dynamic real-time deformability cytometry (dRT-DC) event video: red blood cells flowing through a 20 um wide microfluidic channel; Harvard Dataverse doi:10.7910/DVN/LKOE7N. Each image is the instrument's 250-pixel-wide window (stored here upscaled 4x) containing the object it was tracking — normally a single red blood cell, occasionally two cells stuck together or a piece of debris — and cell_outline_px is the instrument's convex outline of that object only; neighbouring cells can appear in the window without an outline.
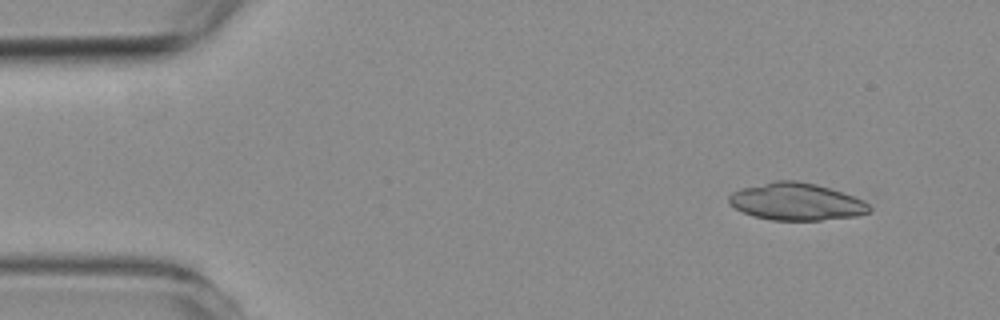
{"species": "common noctule bat (a hibernating species)", "species_latin": "Nyctalus noctula", "temperature_condition": "room temperature", "stored_images_in_passage": 4, "camera_frame_rate_fps": 3000, "um_per_image_px": 0.085, "animal": {"sex": "female", "body_mass_g": 19.3, "forearm_length_mm": 54.1}, "frame": {"image": 1, "passage_image": 1, "time_ms": 0.0, "image_size_px": [1000, 320], "cell_outline_px": [[872, 208], [868, 212], [856, 216], [820, 220], [772, 220], [752, 216], [728, 204], [728, 196], [732, 192], [744, 188], [776, 180], [796, 180], [816, 184], [864, 200]], "centroid_in_image_um": [67.67, 17.15], "position_along_channel_um": 17.3, "area_um2": 30.23}}